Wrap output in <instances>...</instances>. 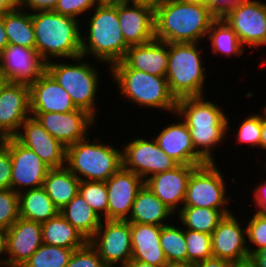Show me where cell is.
Masks as SVG:
<instances>
[{
    "mask_svg": "<svg viewBox=\"0 0 266 267\" xmlns=\"http://www.w3.org/2000/svg\"><path fill=\"white\" fill-rule=\"evenodd\" d=\"M99 3H115V2H118L120 0H98Z\"/></svg>",
    "mask_w": 266,
    "mask_h": 267,
    "instance_id": "60",
    "label": "cell"
},
{
    "mask_svg": "<svg viewBox=\"0 0 266 267\" xmlns=\"http://www.w3.org/2000/svg\"><path fill=\"white\" fill-rule=\"evenodd\" d=\"M262 131V115H252L247 117L238 128L236 141L238 143H249L252 147H260V138Z\"/></svg>",
    "mask_w": 266,
    "mask_h": 267,
    "instance_id": "40",
    "label": "cell"
},
{
    "mask_svg": "<svg viewBox=\"0 0 266 267\" xmlns=\"http://www.w3.org/2000/svg\"><path fill=\"white\" fill-rule=\"evenodd\" d=\"M79 21L54 11L32 13L35 32V49L49 62L53 58L81 56L82 35Z\"/></svg>",
    "mask_w": 266,
    "mask_h": 267,
    "instance_id": "3",
    "label": "cell"
},
{
    "mask_svg": "<svg viewBox=\"0 0 266 267\" xmlns=\"http://www.w3.org/2000/svg\"><path fill=\"white\" fill-rule=\"evenodd\" d=\"M195 267H233V264L226 260L212 256L196 263Z\"/></svg>",
    "mask_w": 266,
    "mask_h": 267,
    "instance_id": "48",
    "label": "cell"
},
{
    "mask_svg": "<svg viewBox=\"0 0 266 267\" xmlns=\"http://www.w3.org/2000/svg\"><path fill=\"white\" fill-rule=\"evenodd\" d=\"M31 114L65 148L85 139L90 125L96 121V118L87 111L79 108L66 113L47 112Z\"/></svg>",
    "mask_w": 266,
    "mask_h": 267,
    "instance_id": "15",
    "label": "cell"
},
{
    "mask_svg": "<svg viewBox=\"0 0 266 267\" xmlns=\"http://www.w3.org/2000/svg\"><path fill=\"white\" fill-rule=\"evenodd\" d=\"M74 250L43 243L22 267H66Z\"/></svg>",
    "mask_w": 266,
    "mask_h": 267,
    "instance_id": "36",
    "label": "cell"
},
{
    "mask_svg": "<svg viewBox=\"0 0 266 267\" xmlns=\"http://www.w3.org/2000/svg\"><path fill=\"white\" fill-rule=\"evenodd\" d=\"M178 214L186 229L207 234H212L225 216L219 209L191 206H182Z\"/></svg>",
    "mask_w": 266,
    "mask_h": 267,
    "instance_id": "33",
    "label": "cell"
},
{
    "mask_svg": "<svg viewBox=\"0 0 266 267\" xmlns=\"http://www.w3.org/2000/svg\"><path fill=\"white\" fill-rule=\"evenodd\" d=\"M117 2L118 19L127 45L135 46L155 39V10L152 7Z\"/></svg>",
    "mask_w": 266,
    "mask_h": 267,
    "instance_id": "20",
    "label": "cell"
},
{
    "mask_svg": "<svg viewBox=\"0 0 266 267\" xmlns=\"http://www.w3.org/2000/svg\"><path fill=\"white\" fill-rule=\"evenodd\" d=\"M122 161L124 169L134 172L143 180L178 165L158 146L155 139L149 141L139 137L124 147Z\"/></svg>",
    "mask_w": 266,
    "mask_h": 267,
    "instance_id": "13",
    "label": "cell"
},
{
    "mask_svg": "<svg viewBox=\"0 0 266 267\" xmlns=\"http://www.w3.org/2000/svg\"><path fill=\"white\" fill-rule=\"evenodd\" d=\"M79 184L77 176L64 166L50 169L43 187L56 207L61 210L78 194Z\"/></svg>",
    "mask_w": 266,
    "mask_h": 267,
    "instance_id": "29",
    "label": "cell"
},
{
    "mask_svg": "<svg viewBox=\"0 0 266 267\" xmlns=\"http://www.w3.org/2000/svg\"><path fill=\"white\" fill-rule=\"evenodd\" d=\"M160 246L169 265L187 264L185 229L170 224L162 226Z\"/></svg>",
    "mask_w": 266,
    "mask_h": 267,
    "instance_id": "35",
    "label": "cell"
},
{
    "mask_svg": "<svg viewBox=\"0 0 266 267\" xmlns=\"http://www.w3.org/2000/svg\"><path fill=\"white\" fill-rule=\"evenodd\" d=\"M98 4V0H59L54 12L78 20L79 14L92 10Z\"/></svg>",
    "mask_w": 266,
    "mask_h": 267,
    "instance_id": "43",
    "label": "cell"
},
{
    "mask_svg": "<svg viewBox=\"0 0 266 267\" xmlns=\"http://www.w3.org/2000/svg\"><path fill=\"white\" fill-rule=\"evenodd\" d=\"M9 45L4 28V12H0V53Z\"/></svg>",
    "mask_w": 266,
    "mask_h": 267,
    "instance_id": "50",
    "label": "cell"
},
{
    "mask_svg": "<svg viewBox=\"0 0 266 267\" xmlns=\"http://www.w3.org/2000/svg\"><path fill=\"white\" fill-rule=\"evenodd\" d=\"M168 267H195L193 264L169 265Z\"/></svg>",
    "mask_w": 266,
    "mask_h": 267,
    "instance_id": "59",
    "label": "cell"
},
{
    "mask_svg": "<svg viewBox=\"0 0 266 267\" xmlns=\"http://www.w3.org/2000/svg\"><path fill=\"white\" fill-rule=\"evenodd\" d=\"M89 243L97 250L108 267H114L119 262L121 267H125L132 259L130 222L127 220L102 221Z\"/></svg>",
    "mask_w": 266,
    "mask_h": 267,
    "instance_id": "11",
    "label": "cell"
},
{
    "mask_svg": "<svg viewBox=\"0 0 266 267\" xmlns=\"http://www.w3.org/2000/svg\"><path fill=\"white\" fill-rule=\"evenodd\" d=\"M89 20L87 41L82 37L81 55L92 54L97 61L113 66L125 56L129 46L124 40L117 12V2L99 3ZM89 53V54H88Z\"/></svg>",
    "mask_w": 266,
    "mask_h": 267,
    "instance_id": "4",
    "label": "cell"
},
{
    "mask_svg": "<svg viewBox=\"0 0 266 267\" xmlns=\"http://www.w3.org/2000/svg\"><path fill=\"white\" fill-rule=\"evenodd\" d=\"M46 61L36 49L9 44L0 53V69L6 82L30 87L46 71Z\"/></svg>",
    "mask_w": 266,
    "mask_h": 267,
    "instance_id": "14",
    "label": "cell"
},
{
    "mask_svg": "<svg viewBox=\"0 0 266 267\" xmlns=\"http://www.w3.org/2000/svg\"><path fill=\"white\" fill-rule=\"evenodd\" d=\"M125 267H160L156 265H152L143 261H138V260H130Z\"/></svg>",
    "mask_w": 266,
    "mask_h": 267,
    "instance_id": "55",
    "label": "cell"
},
{
    "mask_svg": "<svg viewBox=\"0 0 266 267\" xmlns=\"http://www.w3.org/2000/svg\"><path fill=\"white\" fill-rule=\"evenodd\" d=\"M59 0H19L18 8H29L34 12L54 11ZM23 6V7H22Z\"/></svg>",
    "mask_w": 266,
    "mask_h": 267,
    "instance_id": "45",
    "label": "cell"
},
{
    "mask_svg": "<svg viewBox=\"0 0 266 267\" xmlns=\"http://www.w3.org/2000/svg\"><path fill=\"white\" fill-rule=\"evenodd\" d=\"M233 267H254V265L248 260L245 262L234 264Z\"/></svg>",
    "mask_w": 266,
    "mask_h": 267,
    "instance_id": "56",
    "label": "cell"
},
{
    "mask_svg": "<svg viewBox=\"0 0 266 267\" xmlns=\"http://www.w3.org/2000/svg\"><path fill=\"white\" fill-rule=\"evenodd\" d=\"M15 8L4 12V28L8 43L29 49H35V32L32 24V13Z\"/></svg>",
    "mask_w": 266,
    "mask_h": 267,
    "instance_id": "32",
    "label": "cell"
},
{
    "mask_svg": "<svg viewBox=\"0 0 266 267\" xmlns=\"http://www.w3.org/2000/svg\"><path fill=\"white\" fill-rule=\"evenodd\" d=\"M89 141L86 137L66 148L65 166L80 181L106 182L123 167L122 151Z\"/></svg>",
    "mask_w": 266,
    "mask_h": 267,
    "instance_id": "6",
    "label": "cell"
},
{
    "mask_svg": "<svg viewBox=\"0 0 266 267\" xmlns=\"http://www.w3.org/2000/svg\"><path fill=\"white\" fill-rule=\"evenodd\" d=\"M215 162L198 166L188 181L183 206L219 209L225 216L232 214L226 205V183Z\"/></svg>",
    "mask_w": 266,
    "mask_h": 267,
    "instance_id": "9",
    "label": "cell"
},
{
    "mask_svg": "<svg viewBox=\"0 0 266 267\" xmlns=\"http://www.w3.org/2000/svg\"><path fill=\"white\" fill-rule=\"evenodd\" d=\"M44 244L78 249L88 241L60 213L41 224Z\"/></svg>",
    "mask_w": 266,
    "mask_h": 267,
    "instance_id": "30",
    "label": "cell"
},
{
    "mask_svg": "<svg viewBox=\"0 0 266 267\" xmlns=\"http://www.w3.org/2000/svg\"><path fill=\"white\" fill-rule=\"evenodd\" d=\"M239 0H203L217 17H222Z\"/></svg>",
    "mask_w": 266,
    "mask_h": 267,
    "instance_id": "46",
    "label": "cell"
},
{
    "mask_svg": "<svg viewBox=\"0 0 266 267\" xmlns=\"http://www.w3.org/2000/svg\"><path fill=\"white\" fill-rule=\"evenodd\" d=\"M30 116L29 87L6 82L0 89V140L15 137Z\"/></svg>",
    "mask_w": 266,
    "mask_h": 267,
    "instance_id": "16",
    "label": "cell"
},
{
    "mask_svg": "<svg viewBox=\"0 0 266 267\" xmlns=\"http://www.w3.org/2000/svg\"><path fill=\"white\" fill-rule=\"evenodd\" d=\"M263 114L266 116V106L263 108Z\"/></svg>",
    "mask_w": 266,
    "mask_h": 267,
    "instance_id": "61",
    "label": "cell"
},
{
    "mask_svg": "<svg viewBox=\"0 0 266 267\" xmlns=\"http://www.w3.org/2000/svg\"><path fill=\"white\" fill-rule=\"evenodd\" d=\"M181 3H203V0H176Z\"/></svg>",
    "mask_w": 266,
    "mask_h": 267,
    "instance_id": "57",
    "label": "cell"
},
{
    "mask_svg": "<svg viewBox=\"0 0 266 267\" xmlns=\"http://www.w3.org/2000/svg\"><path fill=\"white\" fill-rule=\"evenodd\" d=\"M260 148L266 149V116L262 115V131L260 138Z\"/></svg>",
    "mask_w": 266,
    "mask_h": 267,
    "instance_id": "54",
    "label": "cell"
},
{
    "mask_svg": "<svg viewBox=\"0 0 266 267\" xmlns=\"http://www.w3.org/2000/svg\"><path fill=\"white\" fill-rule=\"evenodd\" d=\"M29 98L31 113H66L77 109L70 95L47 71L29 87Z\"/></svg>",
    "mask_w": 266,
    "mask_h": 267,
    "instance_id": "23",
    "label": "cell"
},
{
    "mask_svg": "<svg viewBox=\"0 0 266 267\" xmlns=\"http://www.w3.org/2000/svg\"><path fill=\"white\" fill-rule=\"evenodd\" d=\"M175 113L184 118L195 150L208 163L214 162L212 147L223 142L231 128L228 116L215 103L205 101L203 95L178 99Z\"/></svg>",
    "mask_w": 266,
    "mask_h": 267,
    "instance_id": "2",
    "label": "cell"
},
{
    "mask_svg": "<svg viewBox=\"0 0 266 267\" xmlns=\"http://www.w3.org/2000/svg\"><path fill=\"white\" fill-rule=\"evenodd\" d=\"M187 264L195 265L213 256L211 234L185 229Z\"/></svg>",
    "mask_w": 266,
    "mask_h": 267,
    "instance_id": "37",
    "label": "cell"
},
{
    "mask_svg": "<svg viewBox=\"0 0 266 267\" xmlns=\"http://www.w3.org/2000/svg\"><path fill=\"white\" fill-rule=\"evenodd\" d=\"M130 4H140L152 7L154 10L164 1V0H121Z\"/></svg>",
    "mask_w": 266,
    "mask_h": 267,
    "instance_id": "52",
    "label": "cell"
},
{
    "mask_svg": "<svg viewBox=\"0 0 266 267\" xmlns=\"http://www.w3.org/2000/svg\"><path fill=\"white\" fill-rule=\"evenodd\" d=\"M197 43H168L166 79L176 100L202 96L206 73Z\"/></svg>",
    "mask_w": 266,
    "mask_h": 267,
    "instance_id": "7",
    "label": "cell"
},
{
    "mask_svg": "<svg viewBox=\"0 0 266 267\" xmlns=\"http://www.w3.org/2000/svg\"><path fill=\"white\" fill-rule=\"evenodd\" d=\"M168 58V43L154 39L145 44L130 46L121 62L128 68L166 77Z\"/></svg>",
    "mask_w": 266,
    "mask_h": 267,
    "instance_id": "25",
    "label": "cell"
},
{
    "mask_svg": "<svg viewBox=\"0 0 266 267\" xmlns=\"http://www.w3.org/2000/svg\"><path fill=\"white\" fill-rule=\"evenodd\" d=\"M255 192V193H254ZM254 200L257 207V212L266 216V181L259 183L258 187H255Z\"/></svg>",
    "mask_w": 266,
    "mask_h": 267,
    "instance_id": "47",
    "label": "cell"
},
{
    "mask_svg": "<svg viewBox=\"0 0 266 267\" xmlns=\"http://www.w3.org/2000/svg\"><path fill=\"white\" fill-rule=\"evenodd\" d=\"M155 140L158 146L178 164L200 166L208 163L195 150L189 128L183 120L162 128Z\"/></svg>",
    "mask_w": 266,
    "mask_h": 267,
    "instance_id": "24",
    "label": "cell"
},
{
    "mask_svg": "<svg viewBox=\"0 0 266 267\" xmlns=\"http://www.w3.org/2000/svg\"><path fill=\"white\" fill-rule=\"evenodd\" d=\"M246 235L247 239L257 246L255 249L248 246L249 256L266 247V216L255 212L246 227Z\"/></svg>",
    "mask_w": 266,
    "mask_h": 267,
    "instance_id": "42",
    "label": "cell"
},
{
    "mask_svg": "<svg viewBox=\"0 0 266 267\" xmlns=\"http://www.w3.org/2000/svg\"><path fill=\"white\" fill-rule=\"evenodd\" d=\"M5 83H6V79L4 77L2 70L0 69V89Z\"/></svg>",
    "mask_w": 266,
    "mask_h": 267,
    "instance_id": "58",
    "label": "cell"
},
{
    "mask_svg": "<svg viewBox=\"0 0 266 267\" xmlns=\"http://www.w3.org/2000/svg\"><path fill=\"white\" fill-rule=\"evenodd\" d=\"M218 17L204 3L164 0L155 9V39L166 43H197Z\"/></svg>",
    "mask_w": 266,
    "mask_h": 267,
    "instance_id": "1",
    "label": "cell"
},
{
    "mask_svg": "<svg viewBox=\"0 0 266 267\" xmlns=\"http://www.w3.org/2000/svg\"><path fill=\"white\" fill-rule=\"evenodd\" d=\"M24 191L18 194L19 217L42 224L60 213L43 186Z\"/></svg>",
    "mask_w": 266,
    "mask_h": 267,
    "instance_id": "28",
    "label": "cell"
},
{
    "mask_svg": "<svg viewBox=\"0 0 266 267\" xmlns=\"http://www.w3.org/2000/svg\"><path fill=\"white\" fill-rule=\"evenodd\" d=\"M18 218V193L12 189H0V228L8 230Z\"/></svg>",
    "mask_w": 266,
    "mask_h": 267,
    "instance_id": "39",
    "label": "cell"
},
{
    "mask_svg": "<svg viewBox=\"0 0 266 267\" xmlns=\"http://www.w3.org/2000/svg\"><path fill=\"white\" fill-rule=\"evenodd\" d=\"M66 267H108L89 241L81 248L75 249Z\"/></svg>",
    "mask_w": 266,
    "mask_h": 267,
    "instance_id": "41",
    "label": "cell"
},
{
    "mask_svg": "<svg viewBox=\"0 0 266 267\" xmlns=\"http://www.w3.org/2000/svg\"><path fill=\"white\" fill-rule=\"evenodd\" d=\"M60 214L89 241L99 228L102 218L91 208L78 193Z\"/></svg>",
    "mask_w": 266,
    "mask_h": 267,
    "instance_id": "31",
    "label": "cell"
},
{
    "mask_svg": "<svg viewBox=\"0 0 266 267\" xmlns=\"http://www.w3.org/2000/svg\"><path fill=\"white\" fill-rule=\"evenodd\" d=\"M11 168L10 151L0 140V189H11Z\"/></svg>",
    "mask_w": 266,
    "mask_h": 267,
    "instance_id": "44",
    "label": "cell"
},
{
    "mask_svg": "<svg viewBox=\"0 0 266 267\" xmlns=\"http://www.w3.org/2000/svg\"><path fill=\"white\" fill-rule=\"evenodd\" d=\"M236 33L242 46L266 45V3L239 0L221 17Z\"/></svg>",
    "mask_w": 266,
    "mask_h": 267,
    "instance_id": "10",
    "label": "cell"
},
{
    "mask_svg": "<svg viewBox=\"0 0 266 267\" xmlns=\"http://www.w3.org/2000/svg\"><path fill=\"white\" fill-rule=\"evenodd\" d=\"M1 141L8 147L11 155V189L19 194L24 188L30 190L42 187L51 168L15 137Z\"/></svg>",
    "mask_w": 266,
    "mask_h": 267,
    "instance_id": "12",
    "label": "cell"
},
{
    "mask_svg": "<svg viewBox=\"0 0 266 267\" xmlns=\"http://www.w3.org/2000/svg\"><path fill=\"white\" fill-rule=\"evenodd\" d=\"M105 183L108 195L107 220H127L135 197L144 186V180L122 167Z\"/></svg>",
    "mask_w": 266,
    "mask_h": 267,
    "instance_id": "17",
    "label": "cell"
},
{
    "mask_svg": "<svg viewBox=\"0 0 266 267\" xmlns=\"http://www.w3.org/2000/svg\"><path fill=\"white\" fill-rule=\"evenodd\" d=\"M15 138L35 152L42 161L52 168L65 166L66 148L50 135L35 117H28Z\"/></svg>",
    "mask_w": 266,
    "mask_h": 267,
    "instance_id": "19",
    "label": "cell"
},
{
    "mask_svg": "<svg viewBox=\"0 0 266 267\" xmlns=\"http://www.w3.org/2000/svg\"><path fill=\"white\" fill-rule=\"evenodd\" d=\"M78 193L100 217L104 215L103 220H107L108 195L105 182L80 181Z\"/></svg>",
    "mask_w": 266,
    "mask_h": 267,
    "instance_id": "38",
    "label": "cell"
},
{
    "mask_svg": "<svg viewBox=\"0 0 266 267\" xmlns=\"http://www.w3.org/2000/svg\"><path fill=\"white\" fill-rule=\"evenodd\" d=\"M132 259L160 267L169 264L160 246L162 226L130 222Z\"/></svg>",
    "mask_w": 266,
    "mask_h": 267,
    "instance_id": "26",
    "label": "cell"
},
{
    "mask_svg": "<svg viewBox=\"0 0 266 267\" xmlns=\"http://www.w3.org/2000/svg\"><path fill=\"white\" fill-rule=\"evenodd\" d=\"M18 1L19 0H0V12L18 8Z\"/></svg>",
    "mask_w": 266,
    "mask_h": 267,
    "instance_id": "53",
    "label": "cell"
},
{
    "mask_svg": "<svg viewBox=\"0 0 266 267\" xmlns=\"http://www.w3.org/2000/svg\"><path fill=\"white\" fill-rule=\"evenodd\" d=\"M173 212L145 185L135 197L131 214L127 221L138 224L164 226Z\"/></svg>",
    "mask_w": 266,
    "mask_h": 267,
    "instance_id": "27",
    "label": "cell"
},
{
    "mask_svg": "<svg viewBox=\"0 0 266 267\" xmlns=\"http://www.w3.org/2000/svg\"><path fill=\"white\" fill-rule=\"evenodd\" d=\"M249 261L254 267H266V247L257 250L249 256Z\"/></svg>",
    "mask_w": 266,
    "mask_h": 267,
    "instance_id": "49",
    "label": "cell"
},
{
    "mask_svg": "<svg viewBox=\"0 0 266 267\" xmlns=\"http://www.w3.org/2000/svg\"><path fill=\"white\" fill-rule=\"evenodd\" d=\"M85 59L82 55L72 60H79L75 64H62L55 61L46 63V71L53 79L70 95L74 105L87 111L94 118L95 115V96L98 90L99 75L95 65L81 62Z\"/></svg>",
    "mask_w": 266,
    "mask_h": 267,
    "instance_id": "8",
    "label": "cell"
},
{
    "mask_svg": "<svg viewBox=\"0 0 266 267\" xmlns=\"http://www.w3.org/2000/svg\"><path fill=\"white\" fill-rule=\"evenodd\" d=\"M197 167L178 164L170 170L149 176L144 185L174 213L178 204L183 205L189 178Z\"/></svg>",
    "mask_w": 266,
    "mask_h": 267,
    "instance_id": "21",
    "label": "cell"
},
{
    "mask_svg": "<svg viewBox=\"0 0 266 267\" xmlns=\"http://www.w3.org/2000/svg\"><path fill=\"white\" fill-rule=\"evenodd\" d=\"M3 253L7 254V230L0 228V255ZM0 260L6 264V258L1 259L0 257Z\"/></svg>",
    "mask_w": 266,
    "mask_h": 267,
    "instance_id": "51",
    "label": "cell"
},
{
    "mask_svg": "<svg viewBox=\"0 0 266 267\" xmlns=\"http://www.w3.org/2000/svg\"><path fill=\"white\" fill-rule=\"evenodd\" d=\"M121 94L139 106L176 112L177 100L171 94L166 77L126 67L121 61L110 67Z\"/></svg>",
    "mask_w": 266,
    "mask_h": 267,
    "instance_id": "5",
    "label": "cell"
},
{
    "mask_svg": "<svg viewBox=\"0 0 266 267\" xmlns=\"http://www.w3.org/2000/svg\"><path fill=\"white\" fill-rule=\"evenodd\" d=\"M42 244L41 224L19 217L7 230L5 267H22Z\"/></svg>",
    "mask_w": 266,
    "mask_h": 267,
    "instance_id": "22",
    "label": "cell"
},
{
    "mask_svg": "<svg viewBox=\"0 0 266 267\" xmlns=\"http://www.w3.org/2000/svg\"><path fill=\"white\" fill-rule=\"evenodd\" d=\"M1 265L5 266V264L0 260V267H1Z\"/></svg>",
    "mask_w": 266,
    "mask_h": 267,
    "instance_id": "62",
    "label": "cell"
},
{
    "mask_svg": "<svg viewBox=\"0 0 266 267\" xmlns=\"http://www.w3.org/2000/svg\"><path fill=\"white\" fill-rule=\"evenodd\" d=\"M232 214L224 216L211 234L212 253L214 257L237 264L249 260L246 245V229L241 228L238 219Z\"/></svg>",
    "mask_w": 266,
    "mask_h": 267,
    "instance_id": "18",
    "label": "cell"
},
{
    "mask_svg": "<svg viewBox=\"0 0 266 267\" xmlns=\"http://www.w3.org/2000/svg\"><path fill=\"white\" fill-rule=\"evenodd\" d=\"M207 37L212 43V52L216 56H241L244 53L243 46L234 30L221 18L218 17L208 31Z\"/></svg>",
    "mask_w": 266,
    "mask_h": 267,
    "instance_id": "34",
    "label": "cell"
}]
</instances>
